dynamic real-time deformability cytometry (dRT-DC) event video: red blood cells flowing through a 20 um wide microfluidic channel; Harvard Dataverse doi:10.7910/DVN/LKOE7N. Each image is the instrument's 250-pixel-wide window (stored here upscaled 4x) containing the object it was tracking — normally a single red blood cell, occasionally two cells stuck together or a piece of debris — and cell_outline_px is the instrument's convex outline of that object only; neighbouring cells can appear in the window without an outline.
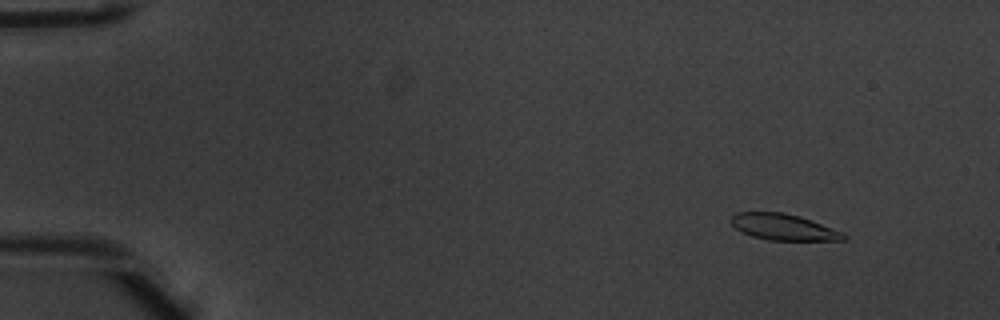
{"species": "common noctule bat (a hibernating species)", "species_latin": "Nyctalus noctula", "temperature_condition": "warm", "stored_images_in_passage": 5, "camera_frame_rate_fps": 3000, "um_per_image_px": 0.085, "animal": {"sex": "male", "body_mass_g": 20.1, "forearm_length_mm": 53.5}, "frame": {"image": 1, "passage_image": 2, "time_ms": 0.333, "image_size_px": [1000, 320], "cell_outline_px": [[848, 236], [844, 240], [768, 240], [752, 236], [736, 228], [728, 220], [736, 212], [784, 212], [800, 216], [844, 232]], "centroid_in_image_um": [66.61, 19.29], "position_along_channel_um": 18.4, "area_um2": 17.22}}
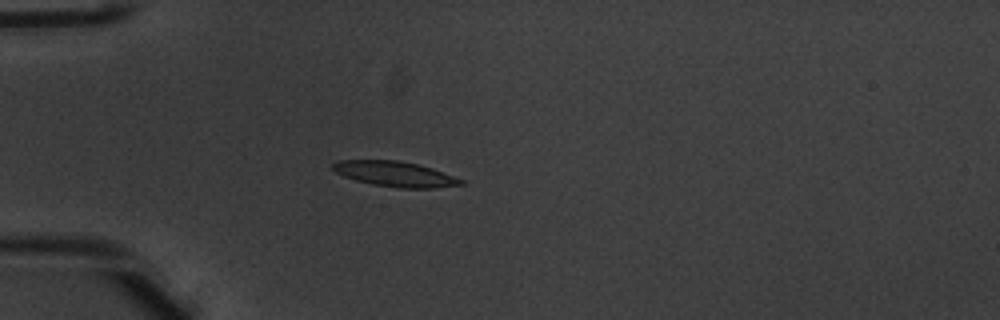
{"frame": {"image": 2, "passage_image": 5, "time_ms": 1.333, "image_size_px": [1000, 320], "cell_outline_px": [[464, 184], [432, 188], [400, 188], [372, 184], [356, 180], [344, 176], [336, 172], [332, 168], [332, 164], [336, 160], [396, 160], [416, 164], [432, 168], [464, 180]], "centroid_in_image_um": [33.56, 14.78], "position_along_channel_um": 51.4, "area_um2": 18.67}}